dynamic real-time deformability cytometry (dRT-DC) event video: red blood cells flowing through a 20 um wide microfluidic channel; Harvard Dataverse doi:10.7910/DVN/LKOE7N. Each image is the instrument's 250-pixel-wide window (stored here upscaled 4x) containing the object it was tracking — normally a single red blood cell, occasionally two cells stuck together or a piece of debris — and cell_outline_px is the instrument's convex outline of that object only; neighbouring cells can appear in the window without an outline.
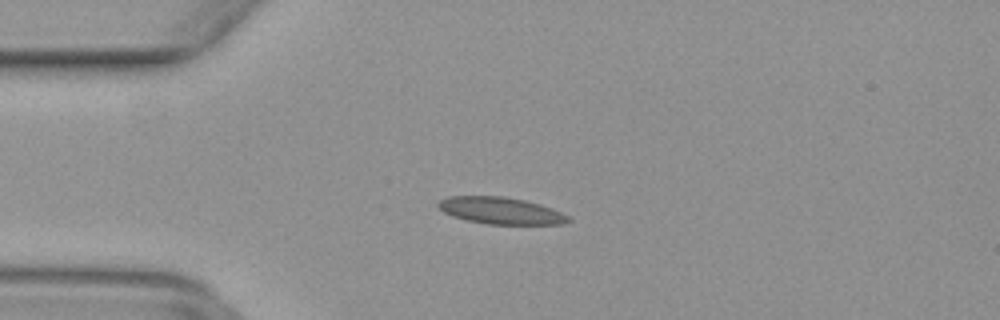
{"species": "common noctule bat (a hibernating species)", "species_latin": "Nyctalus noctula", "temperature_condition": "warm", "stored_images_in_passage": 48, "camera_frame_rate_fps": 3000, "um_per_image_px": 0.085, "animal": {"sex": "female", "body_mass_g": 29.2, "forearm_length_mm": 56.3}, "frame": {"image": 1, "passage_image": 11, "time_ms": 3.333, "image_size_px": [1000, 320], "cell_outline_px": [[572, 220], [564, 224], [488, 224], [468, 220], [452, 216], [444, 212], [436, 204], [440, 200], [448, 196], [504, 196], [524, 200], [540, 204], [552, 208], [568, 216]], "centroid_in_image_um": [42.57, 17.9], "position_along_channel_um": 42.4, "area_um2": 20.29}}
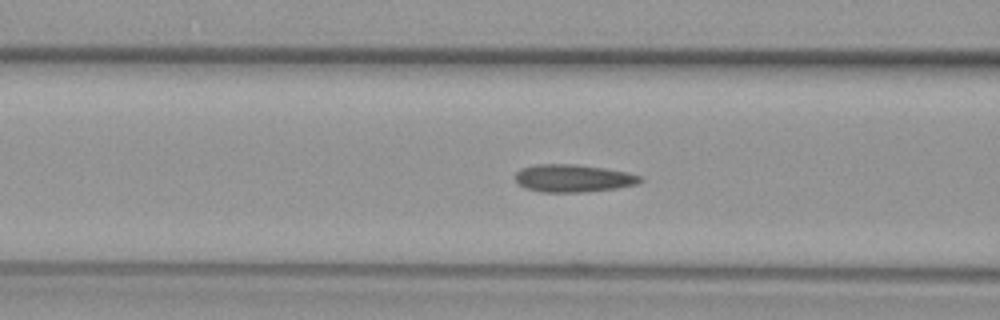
{"frame": {"image": 2, "passage_image": 18, "time_ms": 5.667, "image_size_px": [1000, 320], "cell_outline_px": [[644, 180], [636, 184], [616, 188], [584, 192], [544, 192], [524, 188], [512, 176], [520, 168], [536, 164], [576, 164], [604, 168], [628, 172], [644, 176]], "centroid_in_image_um": [48.72, 15.14], "position_along_channel_um": 117.9, "area_um2": 20.35}}
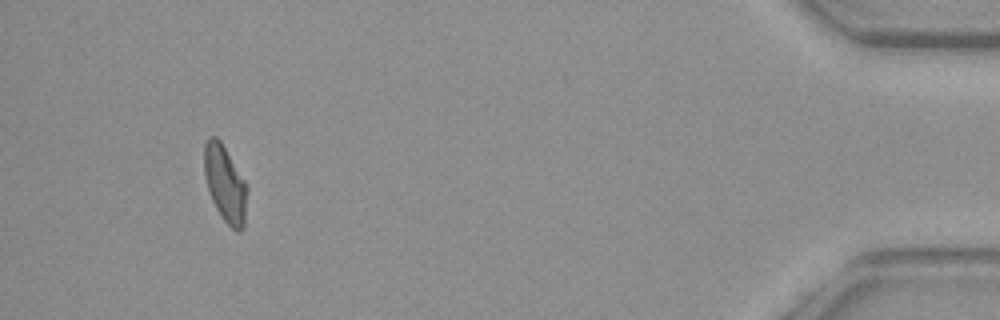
{"frame": {"image": 3, "passage_image": 45, "time_ms": 14.667, "image_size_px": [1000, 320], "cell_outline_px": [[248, 188], [244, 224], [240, 232], [236, 232], [220, 216], [212, 200], [204, 176], [204, 144], [208, 136], [216, 136], [220, 140], [244, 180]], "centroid_in_image_um": [19.12, 15.62], "position_along_channel_um": 416.1, "area_um2": 19.07}}